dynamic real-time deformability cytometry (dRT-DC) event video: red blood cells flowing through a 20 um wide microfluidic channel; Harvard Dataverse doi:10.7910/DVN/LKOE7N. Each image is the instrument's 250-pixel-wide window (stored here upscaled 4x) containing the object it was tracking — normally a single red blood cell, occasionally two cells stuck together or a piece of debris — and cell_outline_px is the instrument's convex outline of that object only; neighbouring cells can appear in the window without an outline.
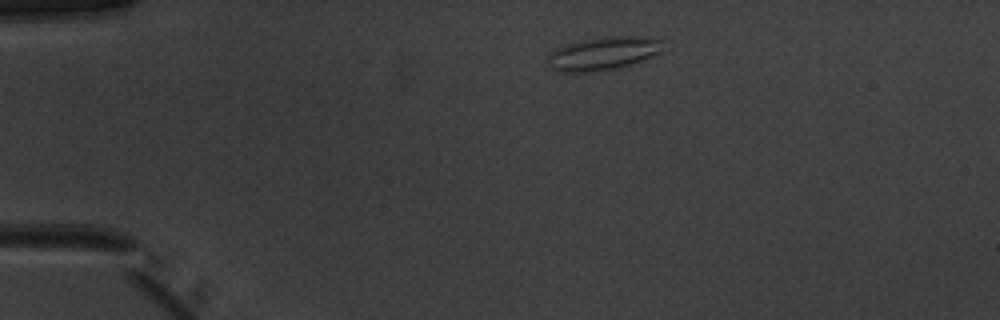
{"species": "common noctule bat (a hibernating species)", "species_latin": "Nyctalus noctula", "temperature_condition": "warm", "stored_images_in_passage": 42, "camera_frame_rate_fps": 3000, "um_per_image_px": 0.085, "animal": {"sex": "male", "body_mass_g": 20.1, "forearm_length_mm": 53.5}, "frame": {"image": 1, "passage_image": 1, "time_ms": 0.0, "image_size_px": [1000, 320], "cell_outline_px": [[664, 52], [628, 64], [612, 68], [580, 72], [560, 72], [548, 68], [548, 56], [552, 52], [564, 44], [612, 36], [632, 36], [664, 40]], "centroid_in_image_um": [51.28, 4.54], "position_along_channel_um": 33.7, "area_um2": 21.79}}
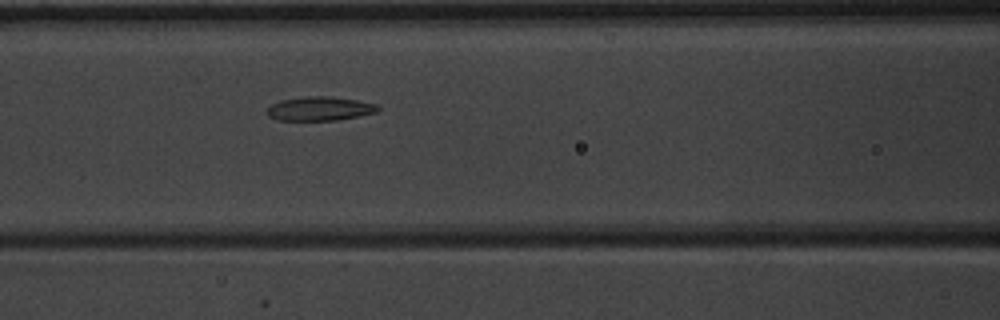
{"frame": {"image": 2, "passage_image": 13, "time_ms": 4.0, "image_size_px": [1000, 320], "cell_outline_px": [[380, 108], [376, 112], [360, 116], [336, 120], [276, 120], [268, 116], [268, 108], [272, 104], [280, 100], [304, 96], [332, 96], [356, 100], [376, 104]], "centroid_in_image_um": [27.17, 9.23], "position_along_channel_um": 139.4, "area_um2": 15.49}}
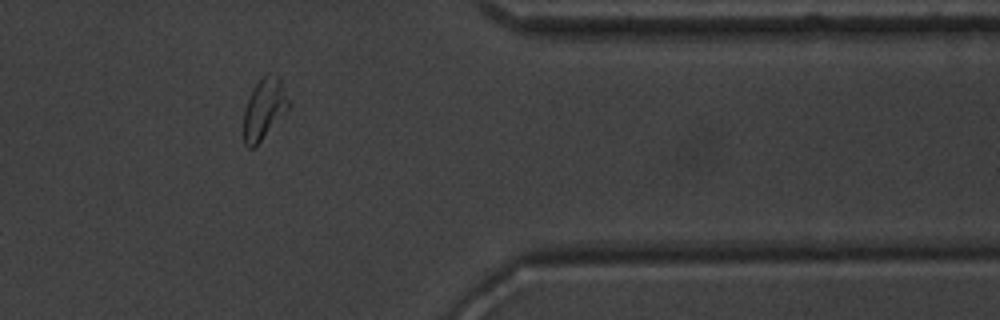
{"frame": {"image": 3, "passage_image": 33, "time_ms": 10.667, "image_size_px": [1000, 320], "cell_outline_px": [[292, 104], [256, 148], [248, 148], [244, 144], [244, 108], [252, 88], [268, 72], [276, 72], [280, 76]], "centroid_in_image_um": [22.48, 9.23], "position_along_channel_um": 388.9, "area_um2": 16.53}, "authors_computed_cell_mechanics": {"area_um2": 16.1551, "velocity_mm_per_s": 3.9663, "shape_relaxation_time_tau1_ms": 7.6877, "shape_relaxation_time_tau2_ms": 2.0165, "deformation_change_tau1": 0.2058, "deformation_change_tau2": 0.1028}}